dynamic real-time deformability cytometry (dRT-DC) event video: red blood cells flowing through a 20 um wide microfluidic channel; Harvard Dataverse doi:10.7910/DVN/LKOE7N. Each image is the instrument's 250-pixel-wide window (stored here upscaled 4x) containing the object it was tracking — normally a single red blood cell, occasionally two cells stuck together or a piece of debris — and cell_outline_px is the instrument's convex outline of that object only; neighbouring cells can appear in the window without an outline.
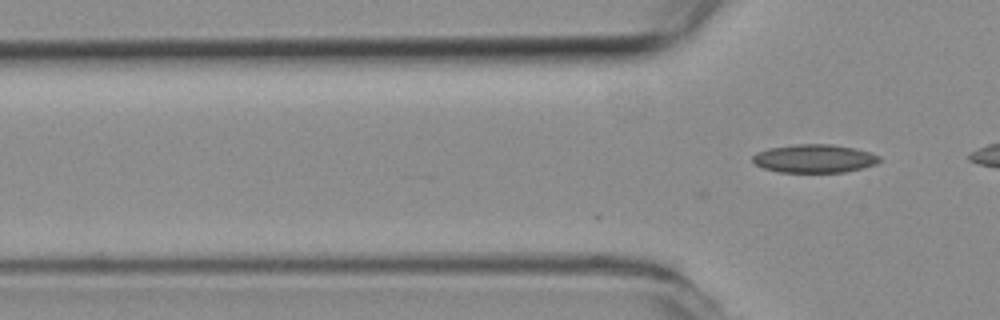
{"species": "common noctule bat (a hibernating species)", "species_latin": "Nyctalus noctula", "temperature_condition": "room temperature", "stored_images_in_passage": 2, "camera_frame_rate_fps": 3000, "um_per_image_px": 0.085, "animal": {"sex": "female", "body_mass_g": 19.3, "forearm_length_mm": 54.1}, "frame": {"image": 1, "passage_image": 2, "time_ms": 0.333, "image_size_px": [1000, 320], "cell_outline_px": [[880, 160], [876, 164], [864, 168], [844, 172], [780, 172], [764, 168], [756, 164], [752, 160], [752, 156], [756, 152], [768, 148], [796, 144], [832, 144], [856, 148], [880, 156]], "centroid_in_image_um": [69.22, 13.47], "position_along_channel_um": 56.6, "area_um2": 20.98}}